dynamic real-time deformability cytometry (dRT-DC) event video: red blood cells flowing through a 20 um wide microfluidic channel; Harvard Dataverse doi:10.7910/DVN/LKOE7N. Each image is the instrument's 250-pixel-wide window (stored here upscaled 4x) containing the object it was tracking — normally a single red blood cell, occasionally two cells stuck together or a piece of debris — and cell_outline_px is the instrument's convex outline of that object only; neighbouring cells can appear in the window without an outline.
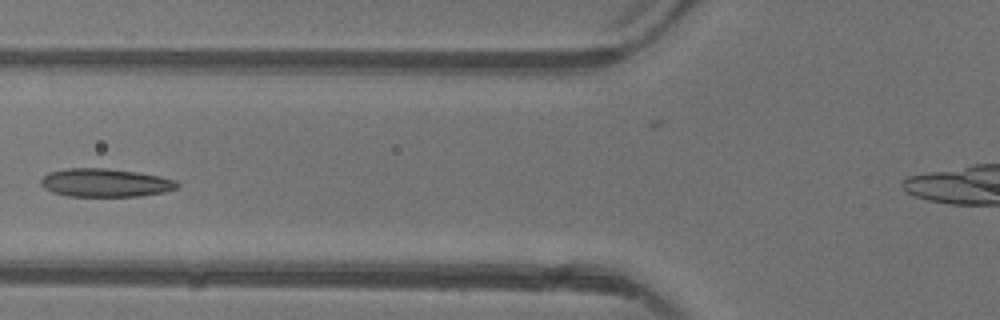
{"species": "common noctule bat (a hibernating species)", "species_latin": "Nyctalus noctula", "temperature_condition": "warm", "stored_images_in_passage": 5, "camera_frame_rate_fps": 3000, "um_per_image_px": 0.085, "animal": {"sex": "female"}, "frame": {"image": 1, "passage_image": 5, "time_ms": 4.667, "image_size_px": [1000, 320], "cell_outline_px": [[180, 184], [176, 188], [164, 192], [140, 196], [68, 196], [52, 192], [44, 188], [40, 184], [40, 180], [48, 172], [68, 168], [108, 168], [136, 172], [160, 176], [176, 180]], "centroid_in_image_um": [8.94, 15.53], "position_along_channel_um": 116.9, "area_um2": 22.54}}